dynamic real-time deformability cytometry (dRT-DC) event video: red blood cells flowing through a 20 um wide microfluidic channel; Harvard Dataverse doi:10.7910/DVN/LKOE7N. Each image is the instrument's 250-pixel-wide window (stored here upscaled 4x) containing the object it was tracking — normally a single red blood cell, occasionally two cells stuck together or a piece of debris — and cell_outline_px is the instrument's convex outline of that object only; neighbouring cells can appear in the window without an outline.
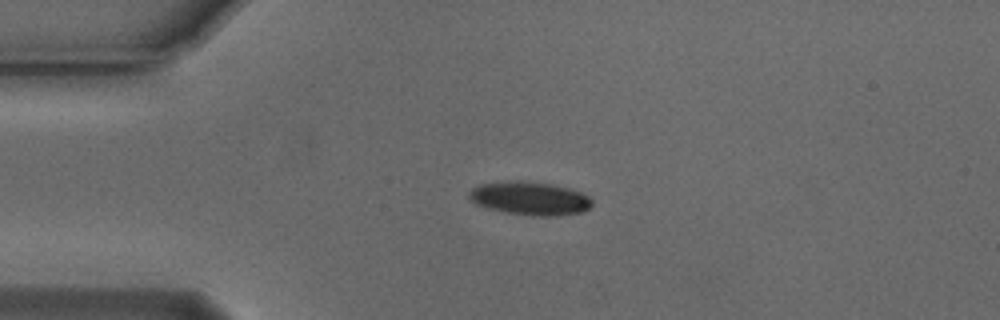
{"species": "Egyptian fruit bat (a non-hibernating species)", "species_latin": "Rousettus aegyptiacus", "temperature_condition": "cold", "stored_images_in_passage": 8, "camera_frame_rate_fps": 3000, "um_per_image_px": 0.085, "animal": {"sex": "male"}, "frame": {"image": 1, "passage_image": 1, "time_ms": 0.0, "image_size_px": [1000, 320], "cell_outline_px": [[592, 204], [584, 212], [552, 216], [532, 216], [504, 212], [488, 208], [476, 204], [468, 196], [468, 192], [472, 188], [480, 184], [508, 180], [520, 180], [548, 184], [568, 188], [580, 192], [588, 196], [592, 200]], "centroid_in_image_um": [45.01, 16.86], "position_along_channel_um": 40.0, "area_um2": 23.93}}
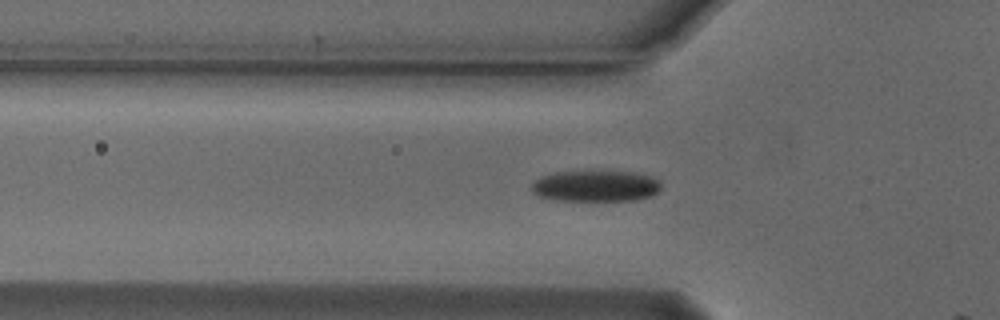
{"frame": {"image": 2, "passage_image": 6, "time_ms": 1.667, "image_size_px": [1000, 320], "cell_outline_px": [[660, 188], [652, 196], [636, 200], [552, 200], [540, 196], [532, 192], [528, 188], [536, 180], [544, 176], [556, 172], [636, 172], [652, 176], [660, 180]], "centroid_in_image_um": [50.64, 15.82], "position_along_channel_um": 75.2, "area_um2": 23.41}}